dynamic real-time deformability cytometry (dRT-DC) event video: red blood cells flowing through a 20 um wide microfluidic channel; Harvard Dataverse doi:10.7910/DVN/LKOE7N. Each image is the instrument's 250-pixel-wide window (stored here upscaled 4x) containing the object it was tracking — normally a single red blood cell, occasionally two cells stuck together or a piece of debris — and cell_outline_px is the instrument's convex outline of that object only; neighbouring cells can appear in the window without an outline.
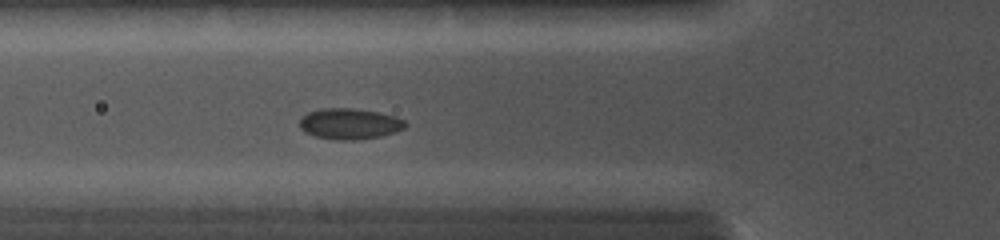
{"species": "common noctule bat (a hibernating species)", "species_latin": "Nyctalus noctula", "temperature_condition": "cold", "stored_images_in_passage": 41, "camera_frame_rate_fps": 5000, "um_per_image_px": 0.085, "animal": {"sex": "female", "body_mass_g": 19.0, "forearm_length_mm": 56.7}, "frame": {"image": 1, "passage_image": 15, "time_ms": 4.8, "image_size_px": [1000, 240], "cell_outline_px": [[408, 124], [404, 128], [380, 136], [356, 140], [336, 140], [316, 136], [304, 132], [300, 128], [300, 120], [308, 112], [320, 108], [352, 108], [380, 112], [396, 116], [404, 120]], "centroid_in_image_um": [29.72, 10.51], "position_along_channel_um": 96.1, "area_um2": 19.02}}
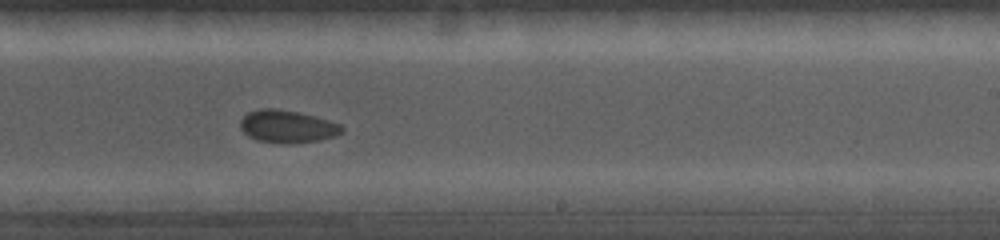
{"frame": {"image": 2, "passage_image": 26, "time_ms": 8.8, "image_size_px": [1000, 240], "cell_outline_px": [[344, 128], [336, 136], [320, 140], [288, 144], [284, 144], [256, 140], [248, 136], [240, 128], [240, 120], [248, 112], [260, 108], [276, 108], [296, 112], [328, 120], [340, 124]], "centroid_in_image_um": [24.39, 10.76], "position_along_channel_um": 264.6, "area_um2": 19.25}}
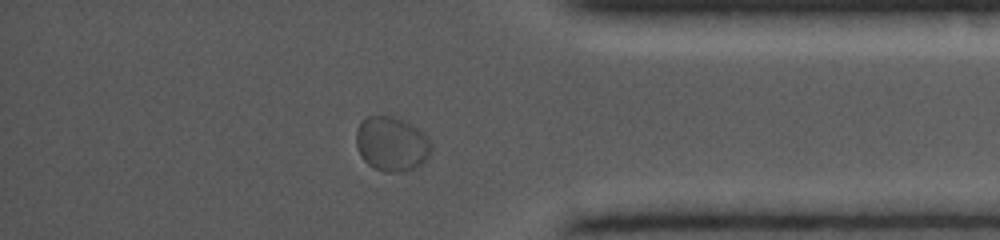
{"frame": {"image": 3, "passage_image": 35, "time_ms": 12.2, "image_size_px": [1000, 240], "cell_outline_px": [[432, 148], [428, 160], [416, 168], [400, 172], [384, 172], [372, 168], [360, 156], [356, 144], [356, 128], [360, 120], [368, 116], [396, 116], [420, 128], [424, 132], [432, 144]], "centroid_in_image_um": [33.31, 12.23], "position_along_channel_um": 401.9, "area_um2": 24.57}}